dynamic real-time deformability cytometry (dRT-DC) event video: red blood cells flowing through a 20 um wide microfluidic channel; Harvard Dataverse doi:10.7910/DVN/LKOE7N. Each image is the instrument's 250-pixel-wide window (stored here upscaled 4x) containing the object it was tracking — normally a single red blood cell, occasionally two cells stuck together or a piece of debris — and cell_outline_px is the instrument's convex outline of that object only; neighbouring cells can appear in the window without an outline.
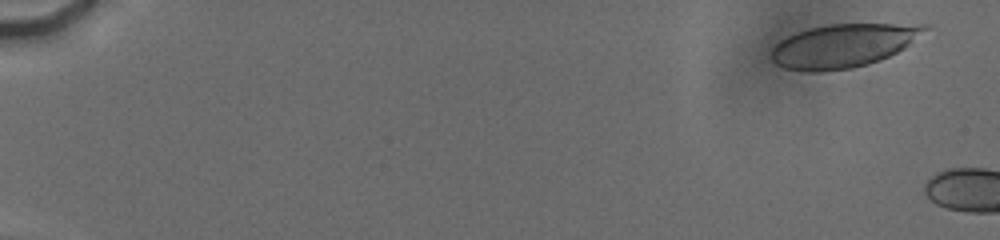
{"species": "human", "species_latin": "Homo sapiens", "temperature_condition": "cold", "stored_images_in_passage": 8, "camera_frame_rate_fps": 3000, "um_per_image_px": 0.085, "donor": {"sex": "male"}, "frame": {"image": 1, "passage_image": 2, "time_ms": 0.667, "image_size_px": [1000, 240], "cell_outline_px": [[932, 24], [928, 28], [904, 48], [880, 60], [868, 64], [852, 68], [820, 72], [808, 72], [784, 68], [776, 64], [772, 60], [772, 48], [780, 40], [796, 32], [812, 28], [832, 24]], "centroid_in_image_um": [71.66, 3.89], "position_along_channel_um": 13.3, "area_um2": 38.61}}